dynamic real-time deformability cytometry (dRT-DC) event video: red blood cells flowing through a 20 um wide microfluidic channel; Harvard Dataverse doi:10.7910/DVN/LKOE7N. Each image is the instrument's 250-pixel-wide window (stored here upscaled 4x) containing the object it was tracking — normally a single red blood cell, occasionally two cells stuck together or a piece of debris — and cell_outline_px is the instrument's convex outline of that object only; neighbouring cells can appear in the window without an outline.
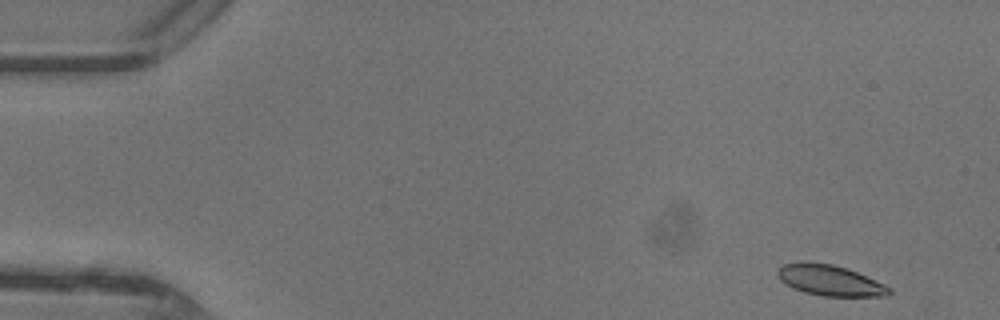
{"species": "common noctule bat (a hibernating species)", "species_latin": "Nyctalus noctula", "temperature_condition": "warm", "stored_images_in_passage": 45, "camera_frame_rate_fps": 3000, "um_per_image_px": 0.085, "animal": {"sex": "female"}, "frame": {"image": 1, "passage_image": 1, "time_ms": 0.0, "image_size_px": [1000, 320], "cell_outline_px": [[892, 292], [888, 296], [820, 296], [804, 292], [792, 288], [780, 280], [776, 272], [784, 264], [832, 264], [848, 268], [884, 284], [892, 288]], "centroid_in_image_um": [70.6, 23.87], "position_along_channel_um": 14.4, "area_um2": 19.54}}
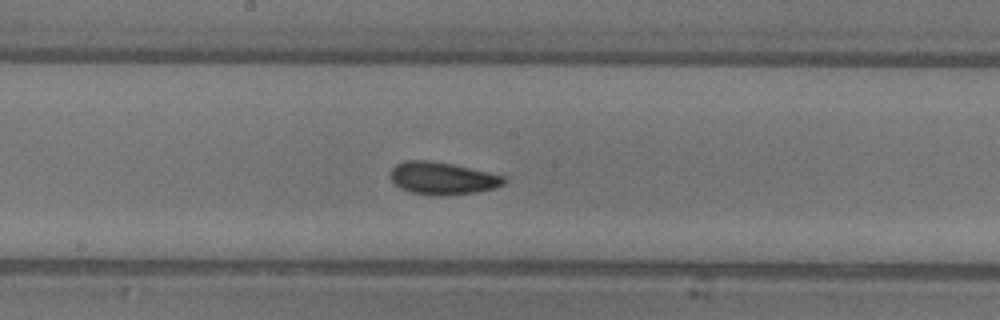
{"frame": {"image": 2, "passage_image": 23, "time_ms": 7.333, "image_size_px": [1000, 320], "cell_outline_px": [[504, 184], [492, 188], [476, 192], [444, 196], [432, 196], [412, 192], [400, 188], [392, 180], [392, 168], [396, 164], [404, 160], [428, 160], [452, 164], [488, 172], [504, 176]], "centroid_in_image_um": [37.58, 15.16], "position_along_channel_um": 210.6, "area_um2": 21.27}}
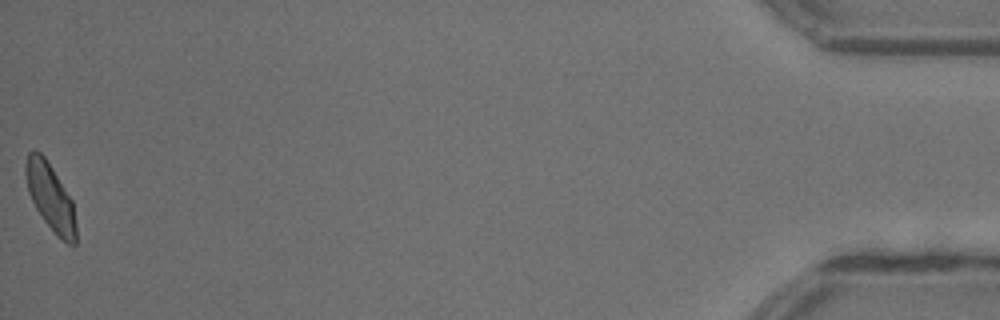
{"frame": {"image": 3, "passage_image": 45, "time_ms": 14.667, "image_size_px": [1000, 320], "cell_outline_px": [[76, 244], [68, 244], [56, 236], [44, 220], [36, 208], [28, 192], [24, 172], [24, 164], [28, 152], [32, 148], [36, 148], [44, 156], [52, 168], [72, 200], [76, 224]], "centroid_in_image_um": [4.26, 16.72], "position_along_channel_um": 430.9, "area_um2": 19.83}, "authors_computed_cell_mechanics": {"area_um2": 20.519, "velocity_mm_per_s": 4.3863, "shape_relaxation_time_tau1_ms": 3.9122, "shape_relaxation_time_tau2_ms": 1.6586, "deformation_change_tau1": 0.1064, "deformation_change_tau2": 0.072}}